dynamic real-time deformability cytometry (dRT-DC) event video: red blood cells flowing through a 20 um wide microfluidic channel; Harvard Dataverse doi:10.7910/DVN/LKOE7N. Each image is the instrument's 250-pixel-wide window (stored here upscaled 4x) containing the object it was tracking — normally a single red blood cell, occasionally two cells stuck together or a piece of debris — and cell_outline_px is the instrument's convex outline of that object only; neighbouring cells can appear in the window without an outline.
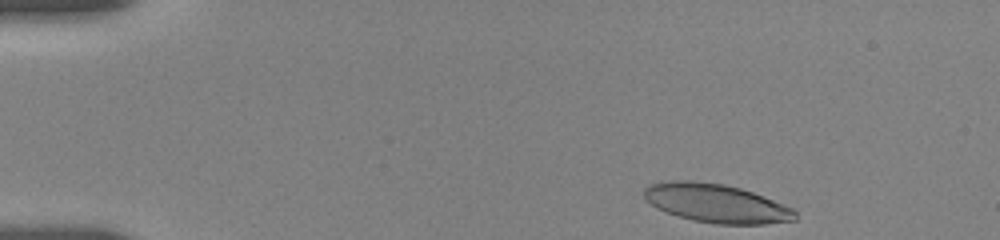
{"species": "human", "species_latin": "Homo sapiens", "temperature_condition": "room temperature", "stored_images_in_passage": 13, "camera_frame_rate_fps": 3000, "um_per_image_px": 0.085, "donor": {"sex": "female"}, "frame": {"image": 1, "passage_image": 1, "time_ms": 0.0, "image_size_px": [1000, 240], "cell_outline_px": [[796, 220], [764, 224], [716, 224], [692, 220], [656, 208], [644, 196], [644, 188], [652, 184], [672, 180], [688, 180], [724, 184], [740, 188], [752, 192], [784, 204], [792, 208], [796, 212]], "centroid_in_image_um": [60.9, 17.28], "position_along_channel_um": 24.1, "area_um2": 33.76}}